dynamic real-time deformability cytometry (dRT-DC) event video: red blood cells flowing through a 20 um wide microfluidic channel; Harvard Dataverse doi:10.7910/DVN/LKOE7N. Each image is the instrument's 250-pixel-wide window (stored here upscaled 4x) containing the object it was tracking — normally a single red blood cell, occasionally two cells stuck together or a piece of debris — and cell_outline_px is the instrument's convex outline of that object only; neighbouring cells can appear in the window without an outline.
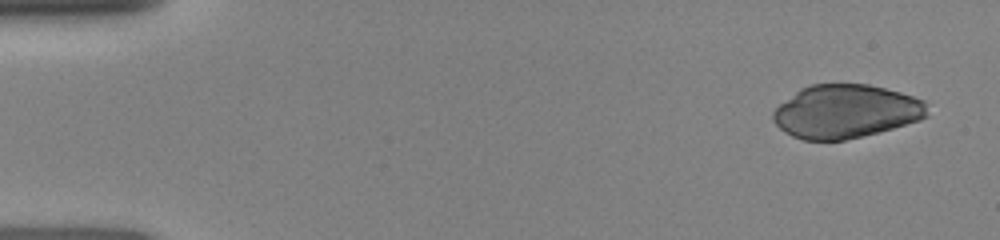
{"species": "human", "species_latin": "Homo sapiens", "temperature_condition": "room temperature", "stored_images_in_passage": 6, "camera_frame_rate_fps": 3000, "um_per_image_px": 0.085, "donor": {"sex": "female"}, "frame": {"image": 1, "passage_image": 1, "time_ms": 0.0, "image_size_px": [1000, 240], "cell_outline_px": [[928, 116], [920, 120], [892, 128], [844, 140], [804, 140], [792, 136], [784, 132], [772, 120], [772, 112], [780, 104], [800, 88], [812, 84], [868, 84], [900, 92], [924, 100]], "centroid_in_image_um": [71.87, 9.46], "position_along_channel_um": 13.1, "area_um2": 47.8}}
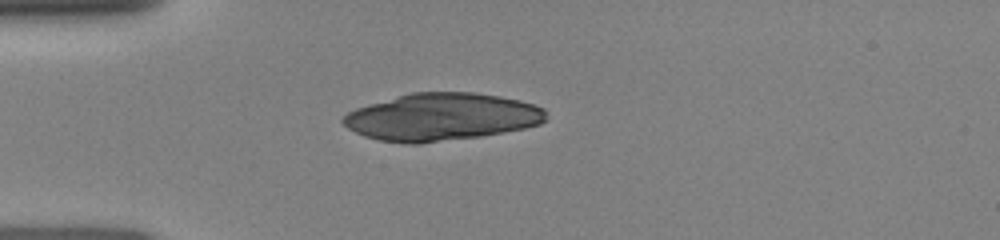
{"frame": {"image": 2, "passage_image": 5, "time_ms": 3.333, "image_size_px": [1000, 240], "cell_outline_px": [[548, 120], [540, 124], [524, 128], [504, 132], [480, 136], [420, 144], [408, 144], [380, 140], [364, 136], [348, 128], [340, 120], [348, 112], [356, 108], [368, 104], [412, 92], [472, 92], [500, 96], [520, 100], [544, 108]], "centroid_in_image_um": [37.54, 9.94], "position_along_channel_um": 47.5, "area_um2": 56.12}}